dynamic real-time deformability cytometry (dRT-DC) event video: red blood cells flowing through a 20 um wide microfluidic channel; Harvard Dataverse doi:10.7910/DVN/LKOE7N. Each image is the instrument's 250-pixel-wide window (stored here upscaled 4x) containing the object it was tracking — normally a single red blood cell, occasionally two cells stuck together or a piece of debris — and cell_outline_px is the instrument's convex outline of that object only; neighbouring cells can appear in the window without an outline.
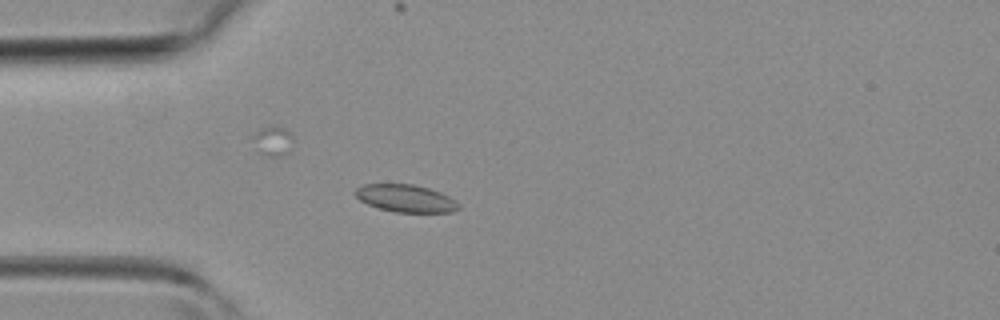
{"species": "common noctule bat (a hibernating species)", "species_latin": "Nyctalus noctula", "temperature_condition": "room temperature", "stored_images_in_passage": 42, "segment_of_instrument_passage": [1, 3], "camera_frame_rate_fps": 3000, "um_per_image_px": 0.085, "animal": {"sex": "female", "body_mass_g": 19.3, "forearm_length_mm": 54.1}, "frame": {"image": 1, "passage_image": 11, "time_ms": 3.333, "image_size_px": [1000, 320], "cell_outline_px": [[460, 208], [452, 212], [396, 212], [380, 208], [368, 204], [360, 200], [352, 192], [356, 188], [364, 184], [412, 184], [428, 188], [440, 192], [456, 200], [460, 204]], "centroid_in_image_um": [34.49, 16.85], "position_along_channel_um": 50.5, "area_um2": 16.53}}
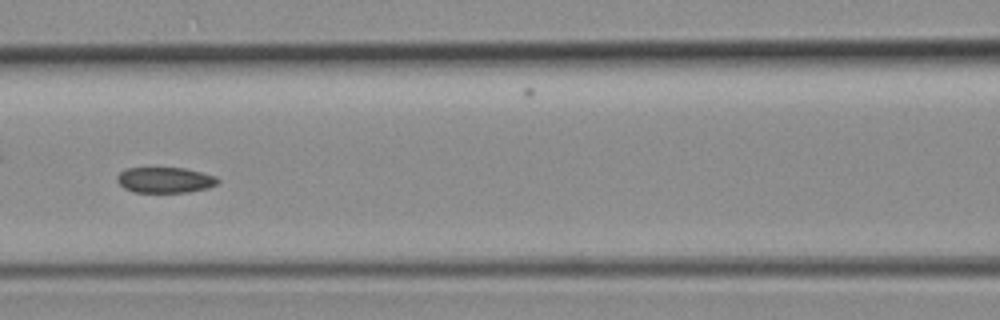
{"frame": {"image": 2, "passage_image": 18, "time_ms": 5.667, "image_size_px": [1000, 320], "cell_outline_px": [[220, 180], [216, 184], [208, 188], [188, 192], [132, 192], [124, 188], [116, 180], [116, 176], [124, 168], [184, 168], [216, 176]], "centroid_in_image_um": [14.0, 15.3], "position_along_channel_um": 152.6, "area_um2": 15.09}}
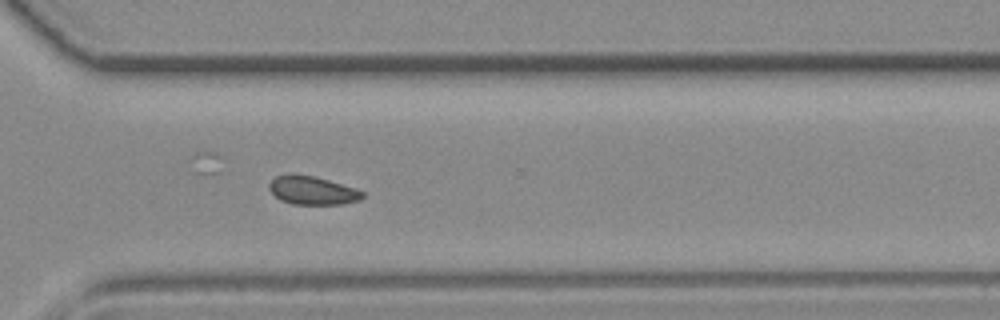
{"frame": {"image": 3, "passage_image": 30, "time_ms": 9.667, "image_size_px": [1000, 320], "cell_outline_px": [[364, 196], [360, 200], [340, 204], [292, 204], [280, 200], [268, 188], [268, 184], [276, 176], [316, 176], [356, 188], [364, 192]], "centroid_in_image_um": [26.59, 16.21], "position_along_channel_um": 344.0, "area_um2": 15.14}}